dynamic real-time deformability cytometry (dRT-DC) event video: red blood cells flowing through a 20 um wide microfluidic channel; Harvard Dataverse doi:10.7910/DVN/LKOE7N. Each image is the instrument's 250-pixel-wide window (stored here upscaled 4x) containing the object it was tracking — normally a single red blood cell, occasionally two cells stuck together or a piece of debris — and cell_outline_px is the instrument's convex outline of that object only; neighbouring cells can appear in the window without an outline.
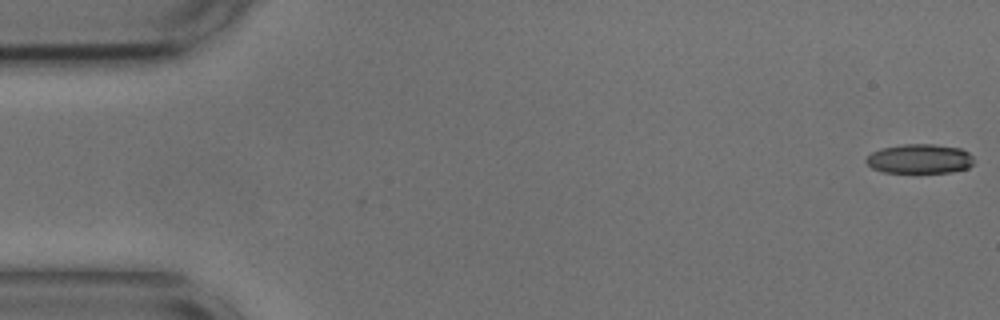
{"species": "common noctule bat (a hibernating species)", "species_latin": "Nyctalus noctula", "temperature_condition": "cold", "stored_images_in_passage": 27, "camera_frame_rate_fps": 3000, "um_per_image_px": 0.085, "animal": {"sex": "male", "body_mass_g": 17.9, "forearm_length_mm": 54.2}, "frame": {"image": 1, "passage_image": 1, "time_ms": 0.0, "image_size_px": [1000, 320], "cell_outline_px": [[972, 164], [968, 168], [952, 172], [884, 172], [872, 168], [864, 160], [872, 152], [880, 148], [904, 144], [932, 144], [960, 148], [968, 152], [972, 156]], "centroid_in_image_um": [78.16, 13.49], "position_along_channel_um": 6.8, "area_um2": 18.38}}
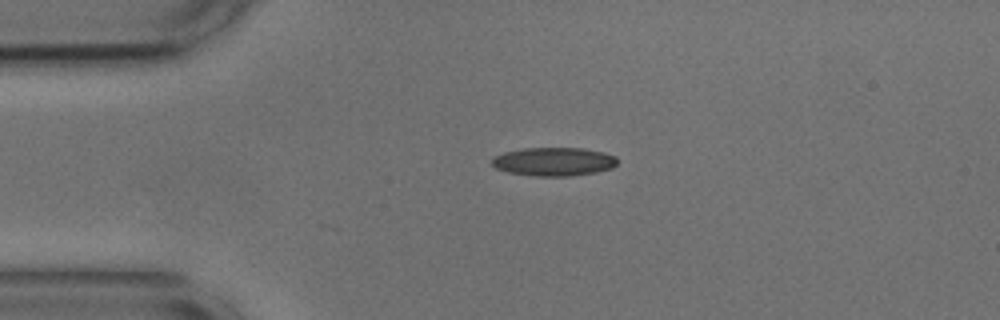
{"frame": {"image": 2, "passage_image": 12, "time_ms": 3.667, "image_size_px": [1000, 320], "cell_outline_px": [[616, 164], [612, 168], [596, 172], [568, 176], [536, 176], [508, 172], [496, 168], [492, 164], [492, 160], [496, 156], [504, 152], [524, 148], [584, 148], [604, 152], [616, 156]], "centroid_in_image_um": [47.09, 13.73], "position_along_channel_um": 37.9, "area_um2": 20.75}}